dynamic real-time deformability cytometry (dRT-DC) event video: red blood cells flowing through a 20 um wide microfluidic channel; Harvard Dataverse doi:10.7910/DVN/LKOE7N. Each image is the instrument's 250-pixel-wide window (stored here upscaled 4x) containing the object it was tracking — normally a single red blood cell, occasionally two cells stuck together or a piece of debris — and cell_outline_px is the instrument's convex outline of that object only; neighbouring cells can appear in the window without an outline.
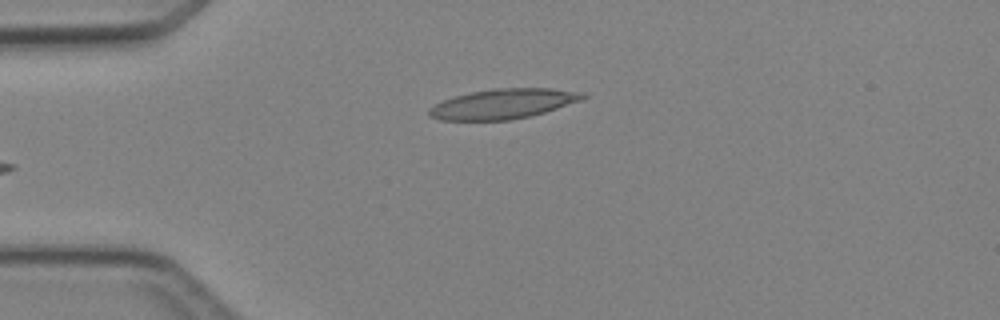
{"species": "Egyptian fruit bat (a non-hibernating species)", "species_latin": "Rousettus aegyptiacus", "temperature_condition": "cold", "stored_images_in_passage": 4, "camera_frame_rate_fps": 3000, "um_per_image_px": 0.085, "animal": {"sex": "female"}, "frame": {"image": 1, "passage_image": 4, "time_ms": 3.333, "image_size_px": [1000, 320], "cell_outline_px": [[588, 96], [580, 100], [544, 112], [528, 116], [508, 120], [440, 120], [428, 116], [428, 108], [444, 100], [456, 96], [472, 92], [492, 88], [552, 88], [584, 92]], "centroid_in_image_um": [42.76, 8.82], "position_along_channel_um": 42.2, "area_um2": 26.59}}